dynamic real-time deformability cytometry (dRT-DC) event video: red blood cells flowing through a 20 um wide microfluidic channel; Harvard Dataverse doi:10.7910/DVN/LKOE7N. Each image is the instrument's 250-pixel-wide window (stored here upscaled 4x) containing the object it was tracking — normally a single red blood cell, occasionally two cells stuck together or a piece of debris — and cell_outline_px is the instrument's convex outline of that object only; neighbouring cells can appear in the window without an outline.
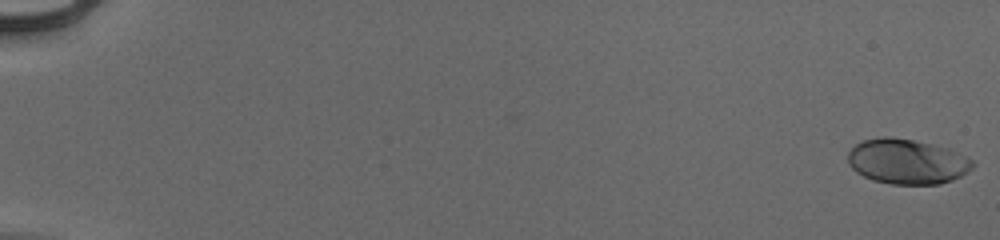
{"species": "human", "species_latin": "Homo sapiens", "temperature_condition": "cold", "stored_images_in_passage": 55, "camera_frame_rate_fps": 3000, "um_per_image_px": 0.085, "donor": {"sex": "male"}, "frame": {"image": 1, "passage_image": 1, "time_ms": 0.0, "image_size_px": [1000, 240], "cell_outline_px": [[976, 164], [972, 168], [960, 176], [952, 180], [940, 184], [892, 184], [872, 180], [856, 172], [848, 164], [848, 152], [856, 144], [864, 140], [884, 136], [888, 136], [912, 140], [932, 144], [948, 148], [972, 160]], "centroid_in_image_um": [77.08, 13.73], "position_along_channel_um": 7.9, "area_um2": 32.6}}
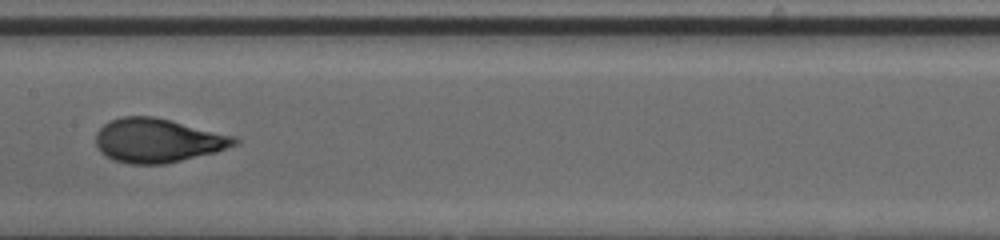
{"frame": {"image": 2, "passage_image": 31, "time_ms": 10.0, "image_size_px": [1000, 240], "cell_outline_px": [[240, 140], [236, 144], [216, 152], [164, 164], [128, 164], [112, 160], [100, 152], [96, 144], [96, 132], [108, 120], [120, 116], [156, 116], [236, 136]], "centroid_in_image_um": [13.39, 11.93], "position_along_channel_um": 194.0, "area_um2": 35.89}}
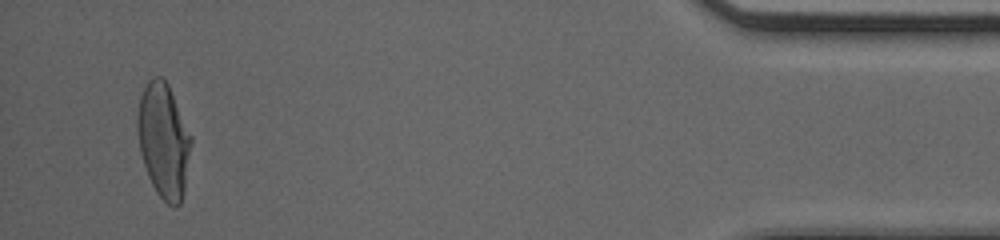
{"frame": {"image": 3, "passage_image": 53, "time_ms": 17.333, "image_size_px": [1000, 240], "cell_outline_px": [[192, 140], [184, 188], [180, 204], [176, 208], [168, 204], [156, 192], [148, 176], [140, 152], [136, 128], [136, 116], [140, 96], [148, 80], [152, 76], [160, 76], [168, 84], [192, 136]], "centroid_in_image_um": [13.89, 11.92], "position_along_channel_um": 421.3, "area_um2": 35.84}, "authors_computed_cell_mechanics": {"area_um2": 34.4488, "velocity_mm_per_s": 3.9536, "shape_relaxation_time_tau1_ms": 4.0452, "shape_relaxation_time_tau2_ms": null, "deformation_change_tau1": 0.205, "deformation_change_tau2": null}}